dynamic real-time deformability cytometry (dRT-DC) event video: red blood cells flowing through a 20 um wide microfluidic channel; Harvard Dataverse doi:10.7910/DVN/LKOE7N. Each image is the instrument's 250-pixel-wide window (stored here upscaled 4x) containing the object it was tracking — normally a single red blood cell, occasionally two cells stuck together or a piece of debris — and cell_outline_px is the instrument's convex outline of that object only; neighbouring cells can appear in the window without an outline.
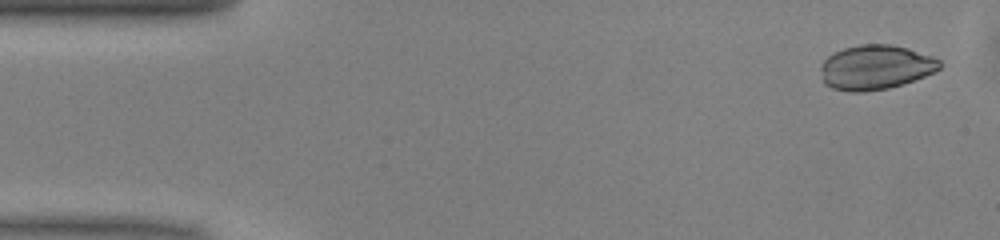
{"species": "common noctule bat (a hibernating species)", "species_latin": "Nyctalus noctula", "temperature_condition": "warm", "stored_images_in_passage": 39, "camera_frame_rate_fps": 3000, "um_per_image_px": 0.085, "animal": {"sex": "male", "body_mass_g": 13.0, "forearm_length_mm": 53.1}, "frame": {"image": 1, "passage_image": 2, "time_ms": 0.333, "image_size_px": [1000, 240], "cell_outline_px": [[940, 68], [924, 76], [888, 88], [864, 92], [848, 92], [832, 88], [824, 84], [820, 68], [820, 64], [828, 56], [844, 48], [860, 44], [892, 44], [908, 48], [932, 56], [940, 60]], "centroid_in_image_um": [74.38, 5.72], "position_along_channel_um": 10.6, "area_um2": 30.81}}
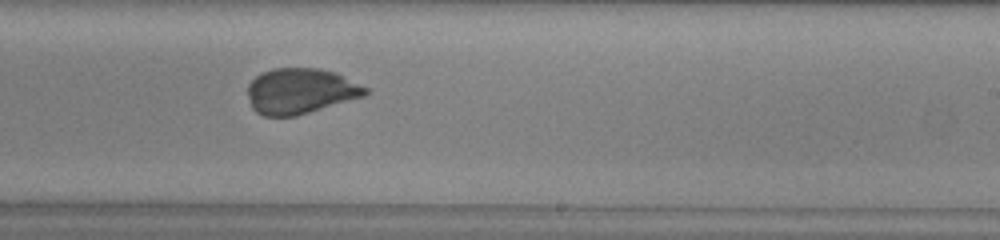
{"frame": {"image": 2, "passage_image": 29, "time_ms": 9.333, "image_size_px": [1000, 240], "cell_outline_px": [[372, 92], [364, 96], [296, 116], [264, 116], [256, 112], [252, 108], [248, 100], [248, 84], [256, 76], [272, 68], [320, 68], [332, 72], [368, 88]], "centroid_in_image_um": [25.51, 7.75], "position_along_channel_um": 263.5, "area_um2": 31.1}}